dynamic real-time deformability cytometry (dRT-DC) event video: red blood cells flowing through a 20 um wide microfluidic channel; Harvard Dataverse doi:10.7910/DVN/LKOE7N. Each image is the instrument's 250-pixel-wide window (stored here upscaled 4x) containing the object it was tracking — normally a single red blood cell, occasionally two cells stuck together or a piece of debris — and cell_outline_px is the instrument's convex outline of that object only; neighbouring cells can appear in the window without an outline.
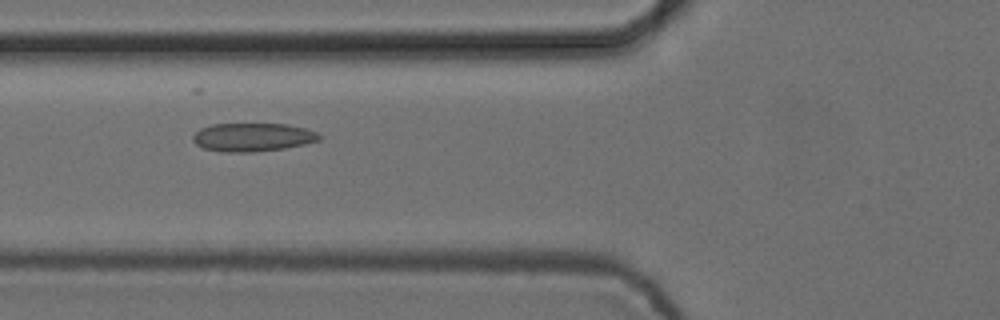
{"species": "common noctule bat (a hibernating species)", "species_latin": "Nyctalus noctula", "temperature_condition": "cold", "stored_images_in_passage": 11, "camera_frame_rate_fps": 3000, "um_per_image_px": 0.085, "animal": {"sex": "female", "body_mass_g": 24.6, "forearm_length_mm": 56.2}, "frame": {"image": 1, "passage_image": 6, "time_ms": 1.667, "image_size_px": [1000, 320], "cell_outline_px": [[320, 140], [304, 144], [284, 148], [252, 152], [220, 152], [204, 148], [196, 144], [192, 140], [192, 136], [200, 128], [212, 124], [288, 124], [304, 128], [316, 132], [320, 136]], "centroid_in_image_um": [21.44, 11.66], "position_along_channel_um": 104.4, "area_um2": 20.87}}
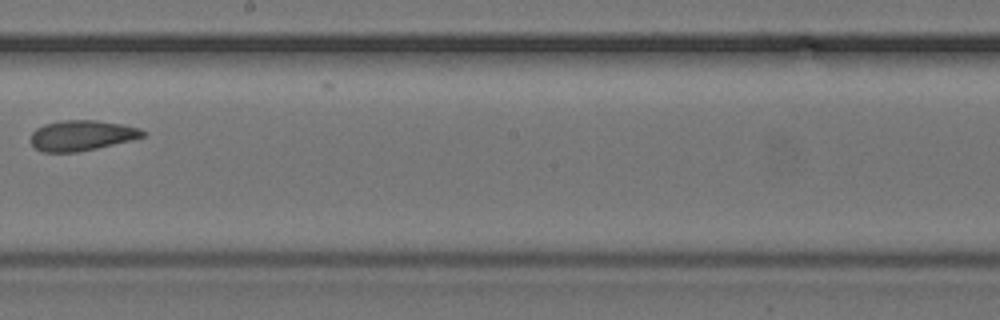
{"frame": {"image": 2, "passage_image": 9, "time_ms": 2.667, "image_size_px": [1000, 320], "cell_outline_px": [[148, 132], [144, 136], [132, 140], [96, 148], [76, 152], [40, 152], [32, 144], [32, 132], [36, 128], [44, 124], [64, 120], [96, 120], [124, 124], [140, 128]], "centroid_in_image_um": [6.98, 11.5], "position_along_channel_um": 241.2, "area_um2": 19.88}}
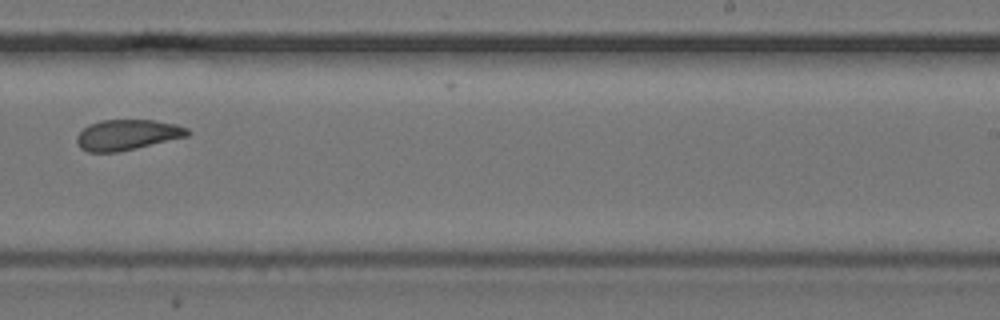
{"frame": {"image": 3, "passage_image": 10, "time_ms": 3.0, "image_size_px": [1000, 320], "cell_outline_px": [[192, 132], [188, 136], [136, 148], [116, 152], [88, 152], [80, 148], [76, 144], [76, 136], [88, 124], [100, 120], [156, 120], [176, 124], [188, 128]], "centroid_in_image_um": [10.81, 11.45], "position_along_channel_um": 278.2, "area_um2": 19.83}}